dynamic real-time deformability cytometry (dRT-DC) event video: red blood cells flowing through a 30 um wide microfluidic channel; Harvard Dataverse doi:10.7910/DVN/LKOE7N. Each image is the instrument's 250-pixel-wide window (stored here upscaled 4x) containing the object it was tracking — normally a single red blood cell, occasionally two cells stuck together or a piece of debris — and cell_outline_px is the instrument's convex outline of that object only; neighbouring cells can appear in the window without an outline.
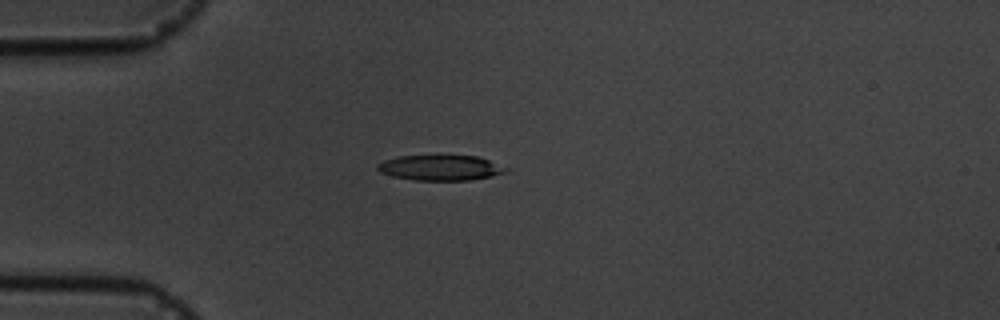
{"species": "common noctule bat (a hibernating species)", "species_latin": "Nyctalus noctula", "temperature_condition": "cold", "stored_images_in_passage": 1, "camera_frame_rate_fps": 3000, "um_per_image_px": 0.085, "animal": {"sex": "male", "body_mass_g": 19.5, "forearm_length_mm": 54.6}, "frame": {"image": 1, "passage_image": 1, "time_ms": 0.0, "image_size_px": [1000, 320], "cell_outline_px": [[508, 172], [492, 176], [468, 180], [412, 180], [392, 176], [380, 172], [376, 168], [376, 164], [384, 160], [396, 156], [476, 156], [488, 160], [508, 168]], "centroid_in_image_um": [37.4, 14.26], "position_along_channel_um": 47.6, "area_um2": 18.9}}